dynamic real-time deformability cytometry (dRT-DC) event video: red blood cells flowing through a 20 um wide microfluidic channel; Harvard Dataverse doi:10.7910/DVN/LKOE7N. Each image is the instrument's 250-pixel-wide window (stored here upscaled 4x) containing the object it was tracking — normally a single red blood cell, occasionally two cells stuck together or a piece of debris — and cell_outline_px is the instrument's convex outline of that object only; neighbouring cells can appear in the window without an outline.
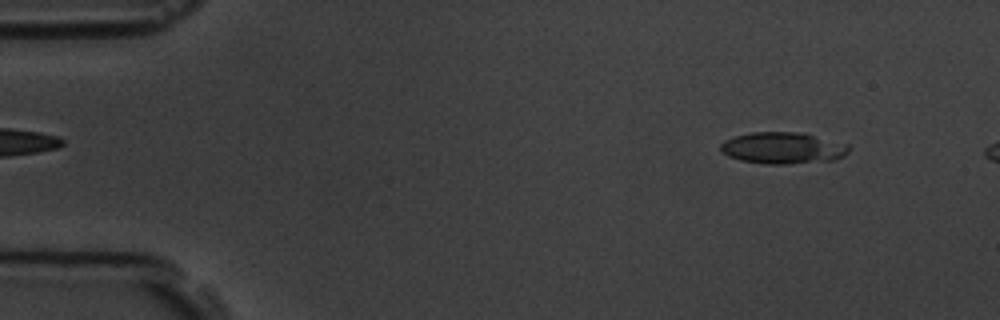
{"species": "common noctule bat (a hibernating species)", "species_latin": "Nyctalus noctula", "temperature_condition": "room temperature", "stored_images_in_passage": 3, "camera_frame_rate_fps": 3000, "um_per_image_px": 0.085, "animal": {"sex": "male", "body_mass_g": 19.5, "forearm_length_mm": 54.6}, "frame": {"image": 1, "passage_image": 1, "time_ms": 0.0, "image_size_px": [1000, 320], "cell_outline_px": [[848, 152], [844, 156], [836, 160], [788, 164], [764, 164], [740, 160], [728, 156], [720, 152], [720, 144], [724, 140], [736, 136], [752, 132], [796, 132], [848, 144]], "centroid_in_image_um": [66.5, 12.6], "position_along_channel_um": 18.5, "area_um2": 23.52}}